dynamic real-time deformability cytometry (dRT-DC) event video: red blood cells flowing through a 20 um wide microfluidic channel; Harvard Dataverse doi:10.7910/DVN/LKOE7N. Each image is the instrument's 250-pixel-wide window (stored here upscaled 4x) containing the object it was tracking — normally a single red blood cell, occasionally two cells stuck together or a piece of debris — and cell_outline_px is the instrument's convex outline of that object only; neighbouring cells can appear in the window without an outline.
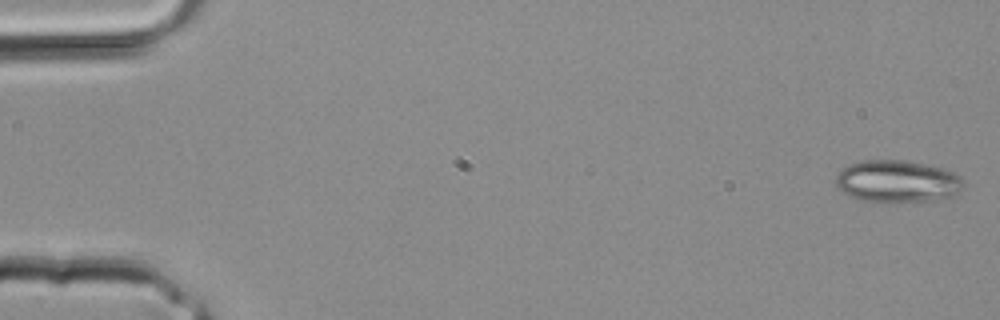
{"species": "common noctule bat (a hibernating species)", "species_latin": "Nyctalus noctula", "temperature_condition": "room temperature", "stored_images_in_passage": 4, "camera_frame_rate_fps": 3000, "um_per_image_px": 0.085, "animal": {"sex": "male", "body_mass_g": 20.4}, "frame": {"image": 1, "passage_image": 1, "time_ms": 0.0, "image_size_px": [1000, 320], "cell_outline_px": [[964, 184], [952, 196], [936, 200], [888, 204], [884, 204], [860, 200], [848, 196], [836, 184], [836, 176], [848, 164], [864, 160], [900, 160], [924, 164], [940, 168], [952, 172], [960, 176], [964, 180]], "centroid_in_image_um": [76.25, 15.45], "position_along_channel_um": 8.8, "area_um2": 31.67}}